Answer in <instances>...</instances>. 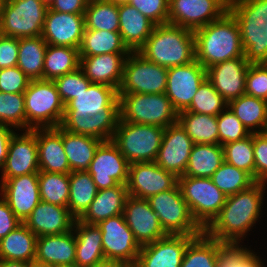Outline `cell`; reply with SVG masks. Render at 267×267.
Returning a JSON list of instances; mask_svg holds the SVG:
<instances>
[{
    "label": "cell",
    "instance_id": "cell-5",
    "mask_svg": "<svg viewBox=\"0 0 267 267\" xmlns=\"http://www.w3.org/2000/svg\"><path fill=\"white\" fill-rule=\"evenodd\" d=\"M228 11L239 25L246 60L267 63V0H231Z\"/></svg>",
    "mask_w": 267,
    "mask_h": 267
},
{
    "label": "cell",
    "instance_id": "cell-6",
    "mask_svg": "<svg viewBox=\"0 0 267 267\" xmlns=\"http://www.w3.org/2000/svg\"><path fill=\"white\" fill-rule=\"evenodd\" d=\"M24 101L26 130L61 125L65 105L53 80H31L24 92Z\"/></svg>",
    "mask_w": 267,
    "mask_h": 267
},
{
    "label": "cell",
    "instance_id": "cell-59",
    "mask_svg": "<svg viewBox=\"0 0 267 267\" xmlns=\"http://www.w3.org/2000/svg\"><path fill=\"white\" fill-rule=\"evenodd\" d=\"M34 261H17V260H3L0 259V267H31Z\"/></svg>",
    "mask_w": 267,
    "mask_h": 267
},
{
    "label": "cell",
    "instance_id": "cell-32",
    "mask_svg": "<svg viewBox=\"0 0 267 267\" xmlns=\"http://www.w3.org/2000/svg\"><path fill=\"white\" fill-rule=\"evenodd\" d=\"M37 236L24 224L20 223L6 237L0 239V259L34 261Z\"/></svg>",
    "mask_w": 267,
    "mask_h": 267
},
{
    "label": "cell",
    "instance_id": "cell-51",
    "mask_svg": "<svg viewBox=\"0 0 267 267\" xmlns=\"http://www.w3.org/2000/svg\"><path fill=\"white\" fill-rule=\"evenodd\" d=\"M245 94L267 101V63L250 64Z\"/></svg>",
    "mask_w": 267,
    "mask_h": 267
},
{
    "label": "cell",
    "instance_id": "cell-53",
    "mask_svg": "<svg viewBox=\"0 0 267 267\" xmlns=\"http://www.w3.org/2000/svg\"><path fill=\"white\" fill-rule=\"evenodd\" d=\"M30 81L28 76L17 66L0 69V92L24 93Z\"/></svg>",
    "mask_w": 267,
    "mask_h": 267
},
{
    "label": "cell",
    "instance_id": "cell-46",
    "mask_svg": "<svg viewBox=\"0 0 267 267\" xmlns=\"http://www.w3.org/2000/svg\"><path fill=\"white\" fill-rule=\"evenodd\" d=\"M239 242H220L217 250L216 267H263L261 261Z\"/></svg>",
    "mask_w": 267,
    "mask_h": 267
},
{
    "label": "cell",
    "instance_id": "cell-2",
    "mask_svg": "<svg viewBox=\"0 0 267 267\" xmlns=\"http://www.w3.org/2000/svg\"><path fill=\"white\" fill-rule=\"evenodd\" d=\"M264 187L265 183L255 182L227 196L220 213L204 232L220 242H239L260 216Z\"/></svg>",
    "mask_w": 267,
    "mask_h": 267
},
{
    "label": "cell",
    "instance_id": "cell-42",
    "mask_svg": "<svg viewBox=\"0 0 267 267\" xmlns=\"http://www.w3.org/2000/svg\"><path fill=\"white\" fill-rule=\"evenodd\" d=\"M219 241L204 231L187 246L180 267H216Z\"/></svg>",
    "mask_w": 267,
    "mask_h": 267
},
{
    "label": "cell",
    "instance_id": "cell-40",
    "mask_svg": "<svg viewBox=\"0 0 267 267\" xmlns=\"http://www.w3.org/2000/svg\"><path fill=\"white\" fill-rule=\"evenodd\" d=\"M80 67L79 49L66 46L47 45L43 79L54 80Z\"/></svg>",
    "mask_w": 267,
    "mask_h": 267
},
{
    "label": "cell",
    "instance_id": "cell-43",
    "mask_svg": "<svg viewBox=\"0 0 267 267\" xmlns=\"http://www.w3.org/2000/svg\"><path fill=\"white\" fill-rule=\"evenodd\" d=\"M40 199L50 204L68 206L69 174L39 171Z\"/></svg>",
    "mask_w": 267,
    "mask_h": 267
},
{
    "label": "cell",
    "instance_id": "cell-45",
    "mask_svg": "<svg viewBox=\"0 0 267 267\" xmlns=\"http://www.w3.org/2000/svg\"><path fill=\"white\" fill-rule=\"evenodd\" d=\"M224 108H228V102L215 90L214 86L206 78L199 86L197 93L186 111L218 116Z\"/></svg>",
    "mask_w": 267,
    "mask_h": 267
},
{
    "label": "cell",
    "instance_id": "cell-24",
    "mask_svg": "<svg viewBox=\"0 0 267 267\" xmlns=\"http://www.w3.org/2000/svg\"><path fill=\"white\" fill-rule=\"evenodd\" d=\"M250 63L245 57L217 63L206 69L207 79L229 103L245 94L246 75Z\"/></svg>",
    "mask_w": 267,
    "mask_h": 267
},
{
    "label": "cell",
    "instance_id": "cell-37",
    "mask_svg": "<svg viewBox=\"0 0 267 267\" xmlns=\"http://www.w3.org/2000/svg\"><path fill=\"white\" fill-rule=\"evenodd\" d=\"M69 201L70 214L79 219L88 209L97 195L98 189L88 171H72L69 173Z\"/></svg>",
    "mask_w": 267,
    "mask_h": 267
},
{
    "label": "cell",
    "instance_id": "cell-8",
    "mask_svg": "<svg viewBox=\"0 0 267 267\" xmlns=\"http://www.w3.org/2000/svg\"><path fill=\"white\" fill-rule=\"evenodd\" d=\"M165 128L119 119L112 141L130 164L154 162Z\"/></svg>",
    "mask_w": 267,
    "mask_h": 267
},
{
    "label": "cell",
    "instance_id": "cell-7",
    "mask_svg": "<svg viewBox=\"0 0 267 267\" xmlns=\"http://www.w3.org/2000/svg\"><path fill=\"white\" fill-rule=\"evenodd\" d=\"M118 97L122 121L163 128L177 123L178 112L165 93L118 94Z\"/></svg>",
    "mask_w": 267,
    "mask_h": 267
},
{
    "label": "cell",
    "instance_id": "cell-52",
    "mask_svg": "<svg viewBox=\"0 0 267 267\" xmlns=\"http://www.w3.org/2000/svg\"><path fill=\"white\" fill-rule=\"evenodd\" d=\"M129 4L155 25L168 23L169 0H130Z\"/></svg>",
    "mask_w": 267,
    "mask_h": 267
},
{
    "label": "cell",
    "instance_id": "cell-57",
    "mask_svg": "<svg viewBox=\"0 0 267 267\" xmlns=\"http://www.w3.org/2000/svg\"><path fill=\"white\" fill-rule=\"evenodd\" d=\"M89 0H55L49 7L63 13L84 14Z\"/></svg>",
    "mask_w": 267,
    "mask_h": 267
},
{
    "label": "cell",
    "instance_id": "cell-58",
    "mask_svg": "<svg viewBox=\"0 0 267 267\" xmlns=\"http://www.w3.org/2000/svg\"><path fill=\"white\" fill-rule=\"evenodd\" d=\"M10 125L0 123V168L4 167L8 145L12 135L15 133L13 129L8 127Z\"/></svg>",
    "mask_w": 267,
    "mask_h": 267
},
{
    "label": "cell",
    "instance_id": "cell-15",
    "mask_svg": "<svg viewBox=\"0 0 267 267\" xmlns=\"http://www.w3.org/2000/svg\"><path fill=\"white\" fill-rule=\"evenodd\" d=\"M97 226L102 233V246L105 259L119 260L133 267L141 246L126 224L123 214L100 221Z\"/></svg>",
    "mask_w": 267,
    "mask_h": 267
},
{
    "label": "cell",
    "instance_id": "cell-48",
    "mask_svg": "<svg viewBox=\"0 0 267 267\" xmlns=\"http://www.w3.org/2000/svg\"><path fill=\"white\" fill-rule=\"evenodd\" d=\"M0 123L25 130L24 93L0 92Z\"/></svg>",
    "mask_w": 267,
    "mask_h": 267
},
{
    "label": "cell",
    "instance_id": "cell-54",
    "mask_svg": "<svg viewBox=\"0 0 267 267\" xmlns=\"http://www.w3.org/2000/svg\"><path fill=\"white\" fill-rule=\"evenodd\" d=\"M254 180L267 182V132L253 133Z\"/></svg>",
    "mask_w": 267,
    "mask_h": 267
},
{
    "label": "cell",
    "instance_id": "cell-11",
    "mask_svg": "<svg viewBox=\"0 0 267 267\" xmlns=\"http://www.w3.org/2000/svg\"><path fill=\"white\" fill-rule=\"evenodd\" d=\"M168 69L147 60L138 51L126 57L118 94L165 93Z\"/></svg>",
    "mask_w": 267,
    "mask_h": 267
},
{
    "label": "cell",
    "instance_id": "cell-25",
    "mask_svg": "<svg viewBox=\"0 0 267 267\" xmlns=\"http://www.w3.org/2000/svg\"><path fill=\"white\" fill-rule=\"evenodd\" d=\"M75 218L68 207L40 201L24 224L37 236L61 234L73 229Z\"/></svg>",
    "mask_w": 267,
    "mask_h": 267
},
{
    "label": "cell",
    "instance_id": "cell-64",
    "mask_svg": "<svg viewBox=\"0 0 267 267\" xmlns=\"http://www.w3.org/2000/svg\"><path fill=\"white\" fill-rule=\"evenodd\" d=\"M52 267H75V266H66V265H54Z\"/></svg>",
    "mask_w": 267,
    "mask_h": 267
},
{
    "label": "cell",
    "instance_id": "cell-36",
    "mask_svg": "<svg viewBox=\"0 0 267 267\" xmlns=\"http://www.w3.org/2000/svg\"><path fill=\"white\" fill-rule=\"evenodd\" d=\"M177 122L194 144H219L217 116L183 110L178 113Z\"/></svg>",
    "mask_w": 267,
    "mask_h": 267
},
{
    "label": "cell",
    "instance_id": "cell-13",
    "mask_svg": "<svg viewBox=\"0 0 267 267\" xmlns=\"http://www.w3.org/2000/svg\"><path fill=\"white\" fill-rule=\"evenodd\" d=\"M231 0H169L168 23L195 31L221 18Z\"/></svg>",
    "mask_w": 267,
    "mask_h": 267
},
{
    "label": "cell",
    "instance_id": "cell-41",
    "mask_svg": "<svg viewBox=\"0 0 267 267\" xmlns=\"http://www.w3.org/2000/svg\"><path fill=\"white\" fill-rule=\"evenodd\" d=\"M85 29L119 31L118 5L108 0H89L85 13Z\"/></svg>",
    "mask_w": 267,
    "mask_h": 267
},
{
    "label": "cell",
    "instance_id": "cell-39",
    "mask_svg": "<svg viewBox=\"0 0 267 267\" xmlns=\"http://www.w3.org/2000/svg\"><path fill=\"white\" fill-rule=\"evenodd\" d=\"M119 31L85 29L79 47L80 56H96L105 53H130Z\"/></svg>",
    "mask_w": 267,
    "mask_h": 267
},
{
    "label": "cell",
    "instance_id": "cell-62",
    "mask_svg": "<svg viewBox=\"0 0 267 267\" xmlns=\"http://www.w3.org/2000/svg\"><path fill=\"white\" fill-rule=\"evenodd\" d=\"M47 7H50L55 0H42Z\"/></svg>",
    "mask_w": 267,
    "mask_h": 267
},
{
    "label": "cell",
    "instance_id": "cell-4",
    "mask_svg": "<svg viewBox=\"0 0 267 267\" xmlns=\"http://www.w3.org/2000/svg\"><path fill=\"white\" fill-rule=\"evenodd\" d=\"M138 52L167 69L189 64L196 60L194 31L169 23L156 25Z\"/></svg>",
    "mask_w": 267,
    "mask_h": 267
},
{
    "label": "cell",
    "instance_id": "cell-3",
    "mask_svg": "<svg viewBox=\"0 0 267 267\" xmlns=\"http://www.w3.org/2000/svg\"><path fill=\"white\" fill-rule=\"evenodd\" d=\"M194 35L196 60L205 69L226 60L245 57L239 25L229 11L195 30Z\"/></svg>",
    "mask_w": 267,
    "mask_h": 267
},
{
    "label": "cell",
    "instance_id": "cell-18",
    "mask_svg": "<svg viewBox=\"0 0 267 267\" xmlns=\"http://www.w3.org/2000/svg\"><path fill=\"white\" fill-rule=\"evenodd\" d=\"M30 173H39L36 128L25 130L20 136L16 133L12 135L1 180L3 182L8 178Z\"/></svg>",
    "mask_w": 267,
    "mask_h": 267
},
{
    "label": "cell",
    "instance_id": "cell-17",
    "mask_svg": "<svg viewBox=\"0 0 267 267\" xmlns=\"http://www.w3.org/2000/svg\"><path fill=\"white\" fill-rule=\"evenodd\" d=\"M178 184V177L155 162L133 163L129 166L127 183L130 196L148 199Z\"/></svg>",
    "mask_w": 267,
    "mask_h": 267
},
{
    "label": "cell",
    "instance_id": "cell-38",
    "mask_svg": "<svg viewBox=\"0 0 267 267\" xmlns=\"http://www.w3.org/2000/svg\"><path fill=\"white\" fill-rule=\"evenodd\" d=\"M47 45L42 36L19 38L17 67L30 80L43 79Z\"/></svg>",
    "mask_w": 267,
    "mask_h": 267
},
{
    "label": "cell",
    "instance_id": "cell-65",
    "mask_svg": "<svg viewBox=\"0 0 267 267\" xmlns=\"http://www.w3.org/2000/svg\"><path fill=\"white\" fill-rule=\"evenodd\" d=\"M6 0H0V6L5 2Z\"/></svg>",
    "mask_w": 267,
    "mask_h": 267
},
{
    "label": "cell",
    "instance_id": "cell-50",
    "mask_svg": "<svg viewBox=\"0 0 267 267\" xmlns=\"http://www.w3.org/2000/svg\"><path fill=\"white\" fill-rule=\"evenodd\" d=\"M227 110H223L217 116L219 144L221 146L244 139L251 134L235 114L229 108Z\"/></svg>",
    "mask_w": 267,
    "mask_h": 267
},
{
    "label": "cell",
    "instance_id": "cell-27",
    "mask_svg": "<svg viewBox=\"0 0 267 267\" xmlns=\"http://www.w3.org/2000/svg\"><path fill=\"white\" fill-rule=\"evenodd\" d=\"M129 53H105L80 56V68L91 83L105 84L117 90L123 77V67Z\"/></svg>",
    "mask_w": 267,
    "mask_h": 267
},
{
    "label": "cell",
    "instance_id": "cell-1",
    "mask_svg": "<svg viewBox=\"0 0 267 267\" xmlns=\"http://www.w3.org/2000/svg\"><path fill=\"white\" fill-rule=\"evenodd\" d=\"M120 119L118 90L92 83L65 105L61 127L102 141L112 140Z\"/></svg>",
    "mask_w": 267,
    "mask_h": 267
},
{
    "label": "cell",
    "instance_id": "cell-47",
    "mask_svg": "<svg viewBox=\"0 0 267 267\" xmlns=\"http://www.w3.org/2000/svg\"><path fill=\"white\" fill-rule=\"evenodd\" d=\"M224 161L244 170L254 179L253 133L244 139L222 145Z\"/></svg>",
    "mask_w": 267,
    "mask_h": 267
},
{
    "label": "cell",
    "instance_id": "cell-19",
    "mask_svg": "<svg viewBox=\"0 0 267 267\" xmlns=\"http://www.w3.org/2000/svg\"><path fill=\"white\" fill-rule=\"evenodd\" d=\"M198 235H172L141 246L133 267H180L189 243Z\"/></svg>",
    "mask_w": 267,
    "mask_h": 267
},
{
    "label": "cell",
    "instance_id": "cell-29",
    "mask_svg": "<svg viewBox=\"0 0 267 267\" xmlns=\"http://www.w3.org/2000/svg\"><path fill=\"white\" fill-rule=\"evenodd\" d=\"M118 13L123 43L130 51H138L156 25L129 3L118 5Z\"/></svg>",
    "mask_w": 267,
    "mask_h": 267
},
{
    "label": "cell",
    "instance_id": "cell-28",
    "mask_svg": "<svg viewBox=\"0 0 267 267\" xmlns=\"http://www.w3.org/2000/svg\"><path fill=\"white\" fill-rule=\"evenodd\" d=\"M73 229L69 232L37 237L34 262L47 265L74 266L76 241Z\"/></svg>",
    "mask_w": 267,
    "mask_h": 267
},
{
    "label": "cell",
    "instance_id": "cell-10",
    "mask_svg": "<svg viewBox=\"0 0 267 267\" xmlns=\"http://www.w3.org/2000/svg\"><path fill=\"white\" fill-rule=\"evenodd\" d=\"M47 9L42 0H6L0 6V34L18 39L41 36Z\"/></svg>",
    "mask_w": 267,
    "mask_h": 267
},
{
    "label": "cell",
    "instance_id": "cell-31",
    "mask_svg": "<svg viewBox=\"0 0 267 267\" xmlns=\"http://www.w3.org/2000/svg\"><path fill=\"white\" fill-rule=\"evenodd\" d=\"M73 231L76 234L75 267H92L105 259L102 233L97 224H87L75 219Z\"/></svg>",
    "mask_w": 267,
    "mask_h": 267
},
{
    "label": "cell",
    "instance_id": "cell-60",
    "mask_svg": "<svg viewBox=\"0 0 267 267\" xmlns=\"http://www.w3.org/2000/svg\"><path fill=\"white\" fill-rule=\"evenodd\" d=\"M92 267H129L124 262L119 260L104 259L96 263Z\"/></svg>",
    "mask_w": 267,
    "mask_h": 267
},
{
    "label": "cell",
    "instance_id": "cell-21",
    "mask_svg": "<svg viewBox=\"0 0 267 267\" xmlns=\"http://www.w3.org/2000/svg\"><path fill=\"white\" fill-rule=\"evenodd\" d=\"M194 142L177 122L165 128L155 163L162 169L184 175Z\"/></svg>",
    "mask_w": 267,
    "mask_h": 267
},
{
    "label": "cell",
    "instance_id": "cell-56",
    "mask_svg": "<svg viewBox=\"0 0 267 267\" xmlns=\"http://www.w3.org/2000/svg\"><path fill=\"white\" fill-rule=\"evenodd\" d=\"M0 199V239L6 237L13 231L20 223H22L10 209L6 200Z\"/></svg>",
    "mask_w": 267,
    "mask_h": 267
},
{
    "label": "cell",
    "instance_id": "cell-14",
    "mask_svg": "<svg viewBox=\"0 0 267 267\" xmlns=\"http://www.w3.org/2000/svg\"><path fill=\"white\" fill-rule=\"evenodd\" d=\"M128 160L121 154L112 140L102 141L97 147L87 170L98 190L127 185L129 178Z\"/></svg>",
    "mask_w": 267,
    "mask_h": 267
},
{
    "label": "cell",
    "instance_id": "cell-16",
    "mask_svg": "<svg viewBox=\"0 0 267 267\" xmlns=\"http://www.w3.org/2000/svg\"><path fill=\"white\" fill-rule=\"evenodd\" d=\"M206 78V69L197 60L168 68L165 94L178 113L190 106L199 86Z\"/></svg>",
    "mask_w": 267,
    "mask_h": 267
},
{
    "label": "cell",
    "instance_id": "cell-63",
    "mask_svg": "<svg viewBox=\"0 0 267 267\" xmlns=\"http://www.w3.org/2000/svg\"><path fill=\"white\" fill-rule=\"evenodd\" d=\"M31 267H50V266H47V265H41V264H38V263H33L32 265H31Z\"/></svg>",
    "mask_w": 267,
    "mask_h": 267
},
{
    "label": "cell",
    "instance_id": "cell-23",
    "mask_svg": "<svg viewBox=\"0 0 267 267\" xmlns=\"http://www.w3.org/2000/svg\"><path fill=\"white\" fill-rule=\"evenodd\" d=\"M84 31V14L56 12L48 7L41 36L49 45L79 49Z\"/></svg>",
    "mask_w": 267,
    "mask_h": 267
},
{
    "label": "cell",
    "instance_id": "cell-26",
    "mask_svg": "<svg viewBox=\"0 0 267 267\" xmlns=\"http://www.w3.org/2000/svg\"><path fill=\"white\" fill-rule=\"evenodd\" d=\"M39 171L69 174L70 165L62 142V127L36 128Z\"/></svg>",
    "mask_w": 267,
    "mask_h": 267
},
{
    "label": "cell",
    "instance_id": "cell-22",
    "mask_svg": "<svg viewBox=\"0 0 267 267\" xmlns=\"http://www.w3.org/2000/svg\"><path fill=\"white\" fill-rule=\"evenodd\" d=\"M0 185L1 196L3 195L14 215L24 223L41 201L38 173L8 178Z\"/></svg>",
    "mask_w": 267,
    "mask_h": 267
},
{
    "label": "cell",
    "instance_id": "cell-34",
    "mask_svg": "<svg viewBox=\"0 0 267 267\" xmlns=\"http://www.w3.org/2000/svg\"><path fill=\"white\" fill-rule=\"evenodd\" d=\"M223 162L224 152L220 144H194L182 176L211 178Z\"/></svg>",
    "mask_w": 267,
    "mask_h": 267
},
{
    "label": "cell",
    "instance_id": "cell-20",
    "mask_svg": "<svg viewBox=\"0 0 267 267\" xmlns=\"http://www.w3.org/2000/svg\"><path fill=\"white\" fill-rule=\"evenodd\" d=\"M123 215L140 246L153 243L168 235L147 199L129 195L124 205Z\"/></svg>",
    "mask_w": 267,
    "mask_h": 267
},
{
    "label": "cell",
    "instance_id": "cell-44",
    "mask_svg": "<svg viewBox=\"0 0 267 267\" xmlns=\"http://www.w3.org/2000/svg\"><path fill=\"white\" fill-rule=\"evenodd\" d=\"M211 179L226 196L246 190L255 183L247 172L225 161L214 172Z\"/></svg>",
    "mask_w": 267,
    "mask_h": 267
},
{
    "label": "cell",
    "instance_id": "cell-9",
    "mask_svg": "<svg viewBox=\"0 0 267 267\" xmlns=\"http://www.w3.org/2000/svg\"><path fill=\"white\" fill-rule=\"evenodd\" d=\"M178 186L192 218L204 231L220 213L227 196L211 178L179 176Z\"/></svg>",
    "mask_w": 267,
    "mask_h": 267
},
{
    "label": "cell",
    "instance_id": "cell-35",
    "mask_svg": "<svg viewBox=\"0 0 267 267\" xmlns=\"http://www.w3.org/2000/svg\"><path fill=\"white\" fill-rule=\"evenodd\" d=\"M228 108L250 133L267 132V101L244 94L231 100Z\"/></svg>",
    "mask_w": 267,
    "mask_h": 267
},
{
    "label": "cell",
    "instance_id": "cell-30",
    "mask_svg": "<svg viewBox=\"0 0 267 267\" xmlns=\"http://www.w3.org/2000/svg\"><path fill=\"white\" fill-rule=\"evenodd\" d=\"M128 196L127 185L123 184L98 190L94 200L78 220L87 224H98L107 218L123 214Z\"/></svg>",
    "mask_w": 267,
    "mask_h": 267
},
{
    "label": "cell",
    "instance_id": "cell-33",
    "mask_svg": "<svg viewBox=\"0 0 267 267\" xmlns=\"http://www.w3.org/2000/svg\"><path fill=\"white\" fill-rule=\"evenodd\" d=\"M62 142L71 171H87L102 140L62 128Z\"/></svg>",
    "mask_w": 267,
    "mask_h": 267
},
{
    "label": "cell",
    "instance_id": "cell-61",
    "mask_svg": "<svg viewBox=\"0 0 267 267\" xmlns=\"http://www.w3.org/2000/svg\"><path fill=\"white\" fill-rule=\"evenodd\" d=\"M108 1H111L117 5H120V4H127L130 2V0H108Z\"/></svg>",
    "mask_w": 267,
    "mask_h": 267
},
{
    "label": "cell",
    "instance_id": "cell-55",
    "mask_svg": "<svg viewBox=\"0 0 267 267\" xmlns=\"http://www.w3.org/2000/svg\"><path fill=\"white\" fill-rule=\"evenodd\" d=\"M19 39L0 34V69L17 66Z\"/></svg>",
    "mask_w": 267,
    "mask_h": 267
},
{
    "label": "cell",
    "instance_id": "cell-12",
    "mask_svg": "<svg viewBox=\"0 0 267 267\" xmlns=\"http://www.w3.org/2000/svg\"><path fill=\"white\" fill-rule=\"evenodd\" d=\"M167 234L200 235L203 230L192 218L178 184L147 199Z\"/></svg>",
    "mask_w": 267,
    "mask_h": 267
},
{
    "label": "cell",
    "instance_id": "cell-49",
    "mask_svg": "<svg viewBox=\"0 0 267 267\" xmlns=\"http://www.w3.org/2000/svg\"><path fill=\"white\" fill-rule=\"evenodd\" d=\"M53 81L64 105L80 92L86 91L92 84L80 67L73 72L55 78Z\"/></svg>",
    "mask_w": 267,
    "mask_h": 267
}]
</instances>
